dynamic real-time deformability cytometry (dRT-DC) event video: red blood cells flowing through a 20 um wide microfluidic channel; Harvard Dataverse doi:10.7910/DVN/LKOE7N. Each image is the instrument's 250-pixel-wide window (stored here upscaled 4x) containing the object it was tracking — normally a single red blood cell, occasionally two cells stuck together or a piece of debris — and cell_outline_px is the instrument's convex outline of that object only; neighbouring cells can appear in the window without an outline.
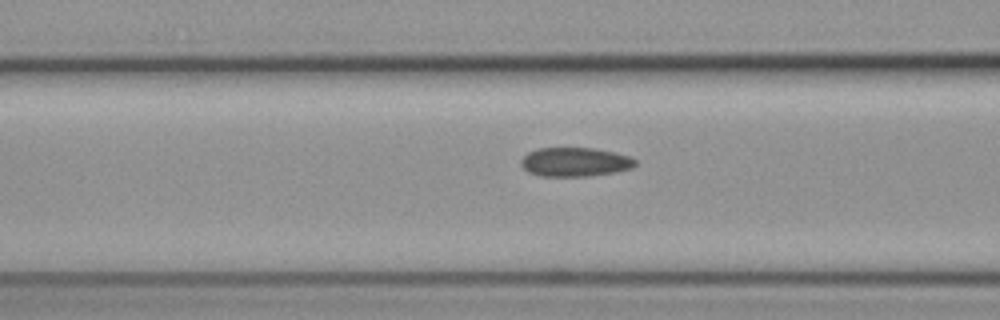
{"species": "common noctule bat (a hibernating species)", "species_latin": "Nyctalus noctula", "temperature_condition": "cold", "stored_images_in_passage": 14, "camera_frame_rate_fps": 3000, "um_per_image_px": 0.085, "animal": {"sex": "female", "body_mass_g": 19.3, "forearm_length_mm": 54.1}, "frame": {"image": 1, "passage_image": 12, "time_ms": 3.667, "image_size_px": [1000, 320], "cell_outline_px": [[636, 164], [632, 168], [616, 172], [588, 176], [540, 176], [528, 172], [520, 164], [520, 160], [528, 152], [536, 148], [596, 148], [632, 156], [636, 160]], "centroid_in_image_um": [48.89, 13.76], "position_along_channel_um": 117.7, "area_um2": 19.54}}